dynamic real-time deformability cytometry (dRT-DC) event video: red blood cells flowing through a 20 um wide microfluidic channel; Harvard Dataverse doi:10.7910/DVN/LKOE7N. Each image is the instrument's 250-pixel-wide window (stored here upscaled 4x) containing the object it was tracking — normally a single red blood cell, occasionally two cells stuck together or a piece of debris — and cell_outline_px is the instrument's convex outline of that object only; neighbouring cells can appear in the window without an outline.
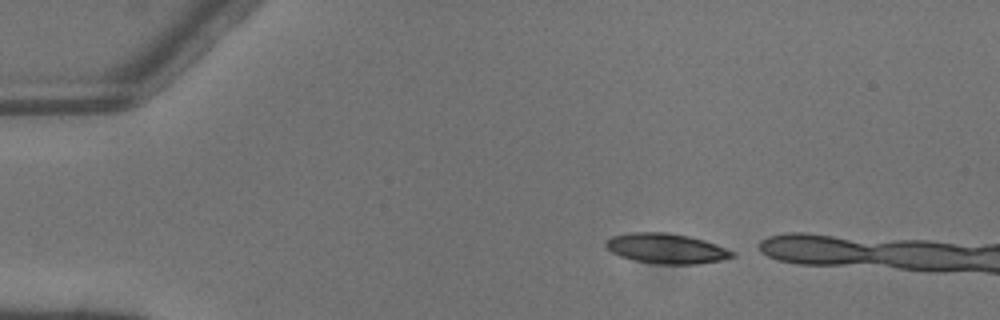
{"species": "common noctule bat (a hibernating species)", "species_latin": "Nyctalus noctula", "temperature_condition": "warm", "stored_images_in_passage": 3, "camera_frame_rate_fps": 3000, "um_per_image_px": 0.085, "animal": {"sex": "male", "body_mass_g": 13.3}, "frame": {"image": 1, "passage_image": 1, "time_ms": 0.0, "image_size_px": [1000, 320], "cell_outline_px": [[736, 256], [720, 260], [696, 264], [656, 264], [632, 260], [620, 256], [612, 252], [604, 244], [612, 236], [628, 232], [664, 232], [688, 236], [704, 240], [716, 244], [736, 252]], "centroid_in_image_um": [56.64, 21.12], "position_along_channel_um": 28.4, "area_um2": 22.2}}